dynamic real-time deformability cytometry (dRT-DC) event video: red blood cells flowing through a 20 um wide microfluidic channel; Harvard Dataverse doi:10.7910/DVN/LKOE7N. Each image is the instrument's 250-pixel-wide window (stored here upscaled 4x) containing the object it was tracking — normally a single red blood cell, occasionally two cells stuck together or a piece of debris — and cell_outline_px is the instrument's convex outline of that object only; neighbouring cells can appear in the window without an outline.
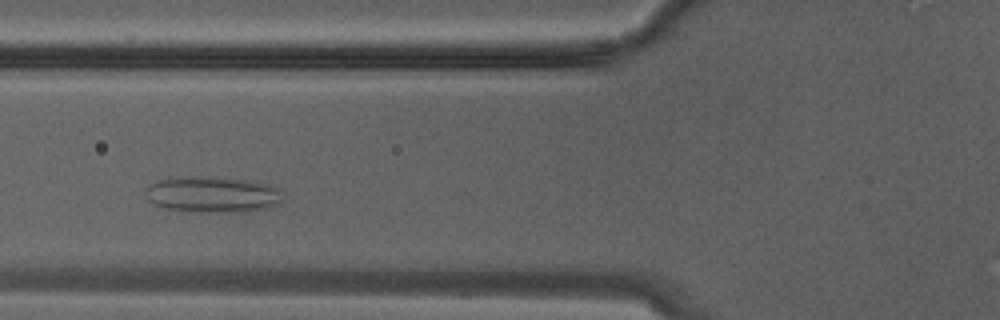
{"species": "Egyptian fruit bat (a non-hibernating species)", "species_latin": "Rousettus aegyptiacus", "temperature_condition": "warm", "stored_images_in_passage": 13, "camera_frame_rate_fps": 3000, "um_per_image_px": 0.085, "animal": {"sex": "male"}, "frame": {"image": 1, "passage_image": 6, "time_ms": 1.667, "image_size_px": [1000, 320], "cell_outline_px": [[284, 200], [268, 208], [232, 212], [200, 212], [164, 208], [148, 200], [144, 192], [144, 188], [148, 184], [156, 180], [168, 176], [212, 176], [244, 180], [268, 184], [280, 188]], "centroid_in_image_um": [18.0, 16.5], "position_along_channel_um": 107.8, "area_um2": 29.36}}